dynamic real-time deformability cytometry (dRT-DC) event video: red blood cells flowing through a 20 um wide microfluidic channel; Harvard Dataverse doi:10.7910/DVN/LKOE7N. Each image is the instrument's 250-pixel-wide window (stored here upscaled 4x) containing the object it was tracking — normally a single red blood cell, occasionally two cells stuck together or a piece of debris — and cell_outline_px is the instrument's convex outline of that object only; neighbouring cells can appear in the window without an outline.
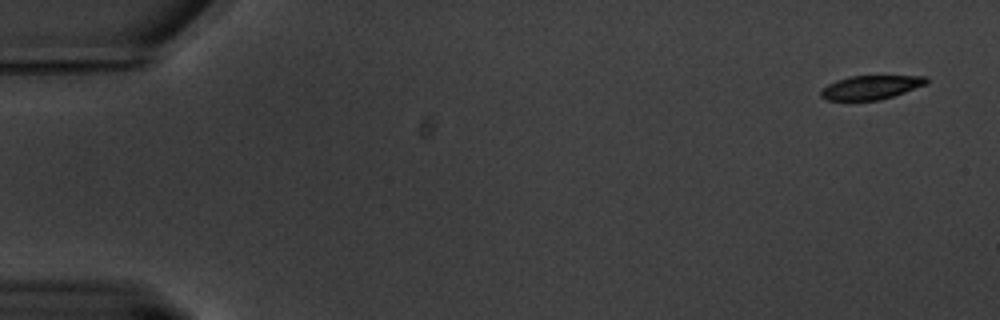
{"species": "common noctule bat (a hibernating species)", "species_latin": "Nyctalus noctula", "temperature_condition": "warm", "stored_images_in_passage": 17, "camera_frame_rate_fps": 3000, "um_per_image_px": 0.085, "animal": {"sex": "male", "body_mass_g": 20.1, "forearm_length_mm": 53.5}, "frame": {"image": 1, "passage_image": 3, "time_ms": 0.667, "image_size_px": [1000, 320], "cell_outline_px": [[928, 84], [880, 100], [828, 100], [820, 96], [820, 92], [828, 84], [836, 80], [848, 76], [928, 76]], "centroid_in_image_um": [74.03, 7.42], "position_along_channel_um": 11.0, "area_um2": 14.62}}